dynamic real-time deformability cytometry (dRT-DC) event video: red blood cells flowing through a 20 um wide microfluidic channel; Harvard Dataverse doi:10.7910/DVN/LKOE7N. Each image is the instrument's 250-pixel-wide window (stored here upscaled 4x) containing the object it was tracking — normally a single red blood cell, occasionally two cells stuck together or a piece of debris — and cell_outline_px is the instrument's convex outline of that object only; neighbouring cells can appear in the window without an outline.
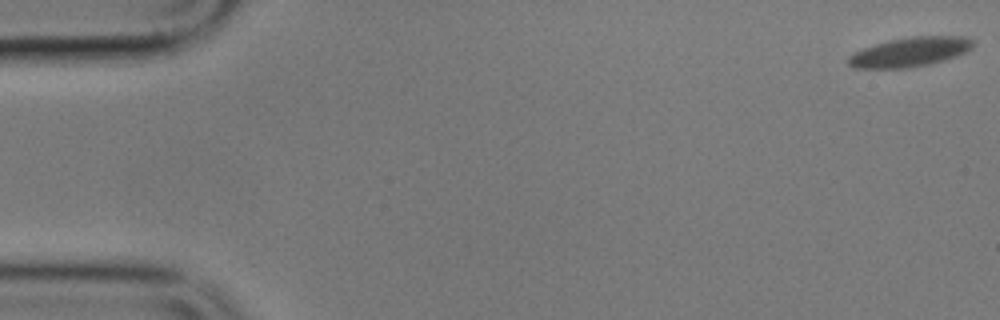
{"species": "common noctule bat (a hibernating species)", "species_latin": "Nyctalus noctula", "temperature_condition": "cold", "stored_images_in_passage": 7, "camera_frame_rate_fps": 3000, "um_per_image_px": 0.085, "animal": {"sex": "male", "body_mass_g": 17.9}, "frame": {"image": 1, "passage_image": 1, "time_ms": 0.0, "image_size_px": [1000, 320], "cell_outline_px": [[972, 48], [968, 52], [932, 64], [908, 68], [852, 68], [848, 64], [848, 56], [864, 48], [876, 44], [892, 40], [912, 36], [964, 36], [972, 40]], "centroid_in_image_um": [77.37, 4.43], "position_along_channel_um": 7.6, "area_um2": 21.33}}
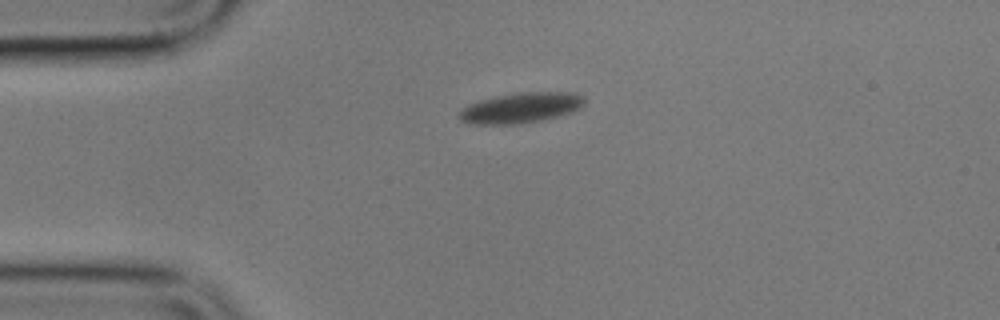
{"frame": {"image": 2, "passage_image": 5, "time_ms": 4.667, "image_size_px": [1000, 320], "cell_outline_px": [[584, 104], [580, 108], [544, 120], [520, 124], [468, 124], [460, 120], [460, 112], [468, 104], [480, 100], [496, 96], [520, 92], [576, 92], [584, 96]], "centroid_in_image_um": [44.28, 9.16], "position_along_channel_um": 40.7, "area_um2": 22.14}}
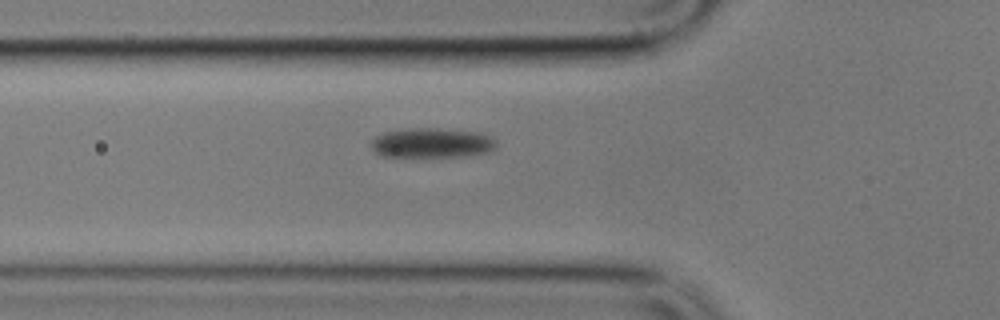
{"frame": {"image": 3, "passage_image": 7, "time_ms": 7.0, "image_size_px": [1000, 320], "cell_outline_px": [[496, 148], [492, 152], [464, 156], [384, 156], [376, 152], [372, 148], [372, 140], [376, 136], [384, 132], [408, 128], [436, 128], [480, 132], [492, 136], [496, 140]], "centroid_in_image_um": [36.78, 12.14], "position_along_channel_um": 89.0, "area_um2": 21.79}}